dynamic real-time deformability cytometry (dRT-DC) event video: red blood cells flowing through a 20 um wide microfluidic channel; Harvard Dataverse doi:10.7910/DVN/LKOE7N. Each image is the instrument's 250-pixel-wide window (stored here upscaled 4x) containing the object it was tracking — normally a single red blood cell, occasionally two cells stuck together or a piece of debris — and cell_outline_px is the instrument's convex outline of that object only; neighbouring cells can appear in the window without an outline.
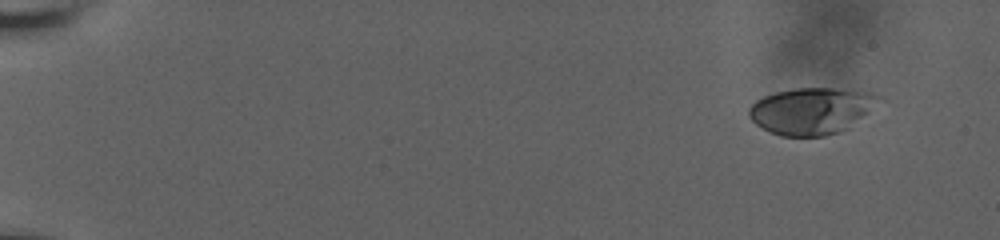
{"species": "human", "species_latin": "Homo sapiens", "temperature_condition": "room temperature", "stored_images_in_passage": 62, "camera_frame_rate_fps": 3000, "um_per_image_px": 0.085, "donor": {"sex": "male"}, "frame": {"image": 1, "passage_image": 1, "time_ms": 0.0, "image_size_px": [1000, 240], "cell_outline_px": [[888, 100], [848, 128], [840, 132], [824, 136], [780, 136], [756, 124], [748, 116], [748, 108], [756, 100], [764, 96], [776, 92], [796, 88], [832, 88], [872, 92], [884, 96]], "centroid_in_image_um": [69.09, 9.4], "position_along_channel_um": 15.9, "area_um2": 35.95}}
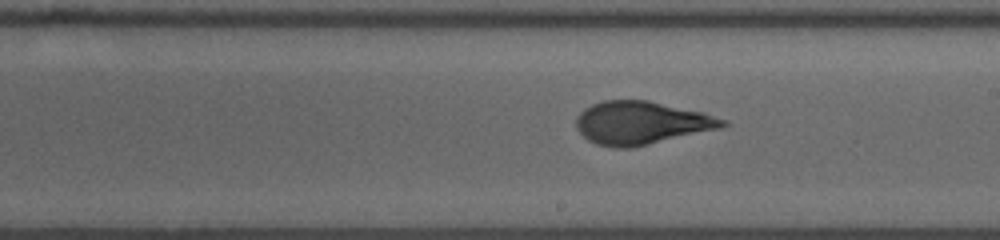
{"frame": {"image": 2, "passage_image": 45, "time_ms": 10.667, "image_size_px": [1000, 240], "cell_outline_px": [[728, 124], [720, 128], [632, 148], [616, 148], [596, 144], [588, 140], [576, 128], [576, 116], [584, 108], [592, 104], [604, 100], [648, 100], [704, 112], [728, 120]], "centroid_in_image_um": [54.51, 10.44], "position_along_channel_um": 234.5, "area_um2": 36.82}}
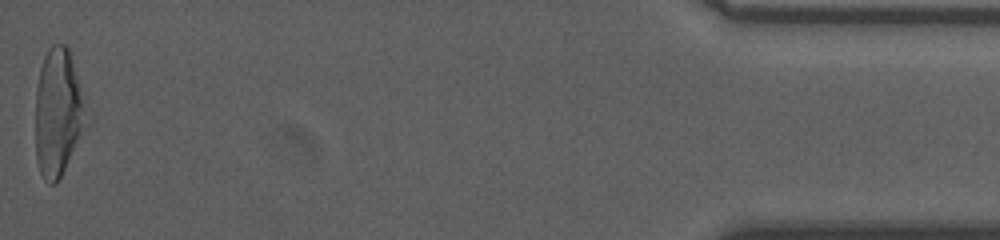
{"frame": {"image": 3, "passage_image": 62, "time_ms": 18.333, "image_size_px": [1000, 240], "cell_outline_px": [[92, 124], [56, 184], [48, 184], [44, 180], [40, 172], [36, 160], [36, 88], [40, 68], [44, 56], [48, 48], [52, 44], [68, 44], [92, 116]], "centroid_in_image_um": [5.04, 9.58], "position_along_channel_um": 430.2, "area_um2": 40.0}, "authors_computed_cell_mechanics": {"area_um2": 34.5644, "velocity_mm_per_s": 3.6521, "shape_relaxation_time_tau1_ms": 4.736, "shape_relaxation_time_tau2_ms": 0.6942, "deformation_change_tau1": 0.2139, "deformation_change_tau2": 0.0779}}